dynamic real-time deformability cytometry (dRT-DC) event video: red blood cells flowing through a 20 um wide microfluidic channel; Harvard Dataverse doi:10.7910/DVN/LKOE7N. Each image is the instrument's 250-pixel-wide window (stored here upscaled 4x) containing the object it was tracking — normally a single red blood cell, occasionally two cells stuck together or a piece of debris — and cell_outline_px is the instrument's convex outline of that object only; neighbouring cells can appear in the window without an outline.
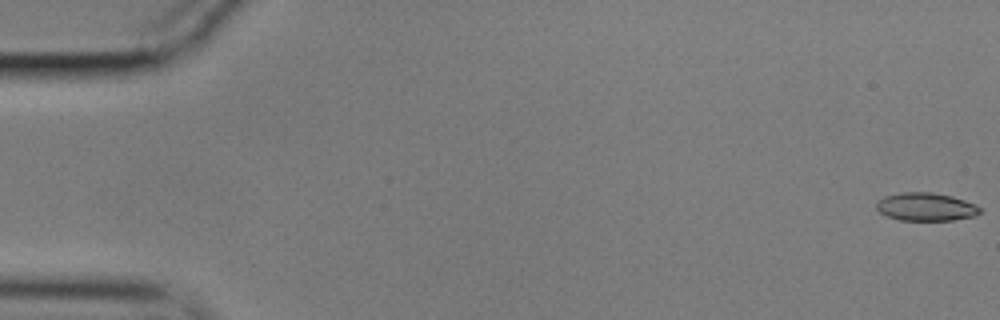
{"species": "common noctule bat (a hibernating species)", "species_latin": "Nyctalus noctula", "temperature_condition": "cold", "stored_images_in_passage": 58, "camera_frame_rate_fps": 3000, "um_per_image_px": 0.085, "animal": {"sex": "male", "body_mass_g": 17.9}, "frame": {"image": 1, "passage_image": 1, "time_ms": 0.0, "image_size_px": [1000, 320], "cell_outline_px": [[980, 212], [976, 216], [952, 220], [900, 220], [888, 216], [880, 212], [876, 208], [876, 200], [884, 196], [900, 192], [932, 192], [952, 196], [976, 204], [980, 208]], "centroid_in_image_um": [78.69, 17.57], "position_along_channel_um": 6.3, "area_um2": 17.05}}
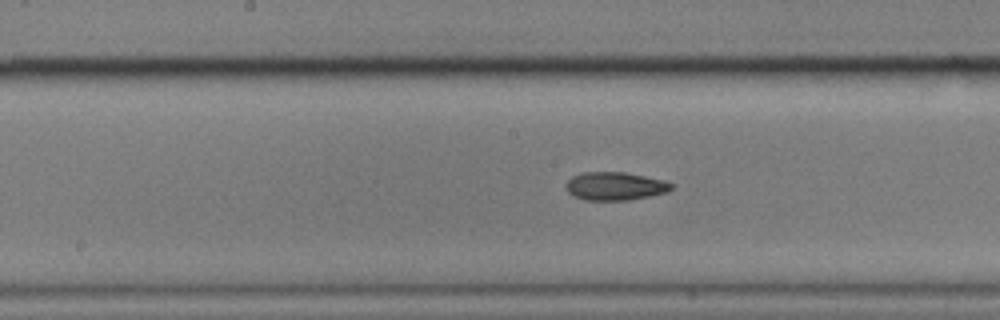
{"frame": {"image": 2, "passage_image": 29, "time_ms": 9.333, "image_size_px": [1000, 320], "cell_outline_px": [[672, 188], [668, 192], [628, 200], [584, 200], [568, 192], [568, 180], [572, 176], [584, 172], [624, 172], [664, 180], [672, 184]], "centroid_in_image_um": [52.3, 15.82], "position_along_channel_um": 195.9, "area_um2": 17.05}}
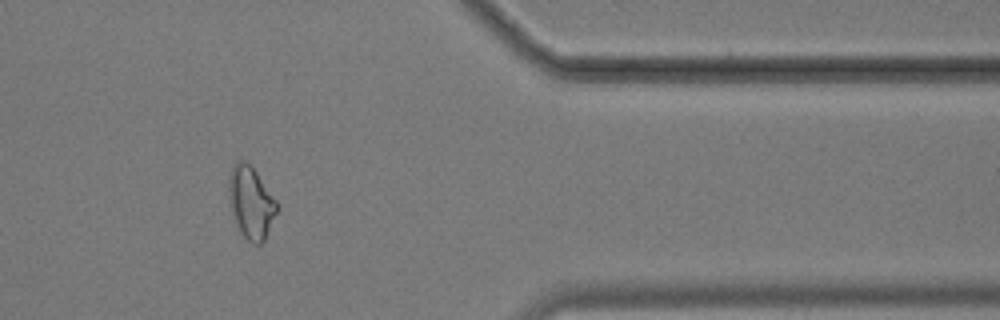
{"frame": {"image": 3, "passage_image": 47, "time_ms": 15.333, "image_size_px": [1000, 320], "cell_outline_px": [[276, 212], [264, 240], [260, 244], [252, 244], [240, 232], [232, 212], [228, 196], [228, 180], [232, 164], [236, 160], [244, 160], [256, 172], [276, 200]], "centroid_in_image_um": [21.29, 17.19], "position_along_channel_um": 390.1, "area_um2": 19.88}, "authors_computed_cell_mechanics": {"area_um2": 17.4845, "velocity_mm_per_s": 3.5773, "shape_relaxation_time_tau1_ms": 5.3669, "shape_relaxation_time_tau2_ms": 3.6211, "deformation_change_tau1": 0.1619, "deformation_change_tau2": 0.1029}}